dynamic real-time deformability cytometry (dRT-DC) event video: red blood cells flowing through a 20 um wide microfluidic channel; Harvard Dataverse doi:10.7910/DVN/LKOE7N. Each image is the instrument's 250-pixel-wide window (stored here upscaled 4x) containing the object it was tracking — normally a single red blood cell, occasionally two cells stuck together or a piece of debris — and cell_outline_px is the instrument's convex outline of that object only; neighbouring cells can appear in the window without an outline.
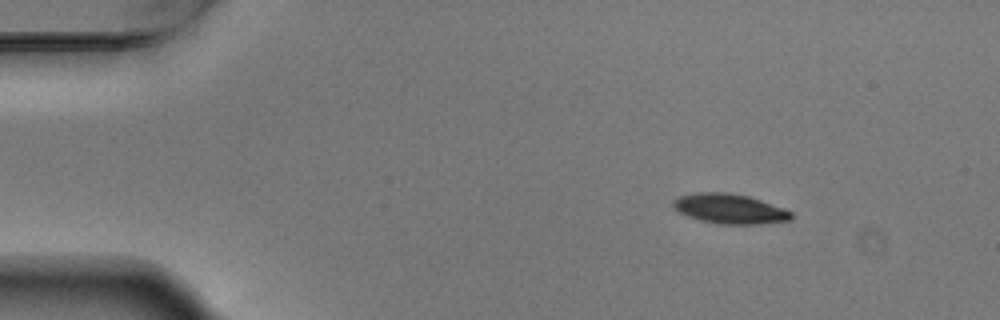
{"species": "Egyptian fruit bat (a non-hibernating species)", "species_latin": "Rousettus aegyptiacus", "temperature_condition": "warm", "stored_images_in_passage": 7, "camera_frame_rate_fps": 3000, "um_per_image_px": 0.085, "animal": {"sex": "male"}, "frame": {"image": 1, "passage_image": 2, "time_ms": 0.333, "image_size_px": [1000, 320], "cell_outline_px": [[792, 220], [752, 224], [720, 224], [700, 220], [688, 216], [680, 212], [672, 204], [680, 196], [696, 192], [728, 192], [748, 196], [784, 208], [792, 212]], "centroid_in_image_um": [62.05, 17.74], "position_along_channel_um": 23.0, "area_um2": 20.23}}
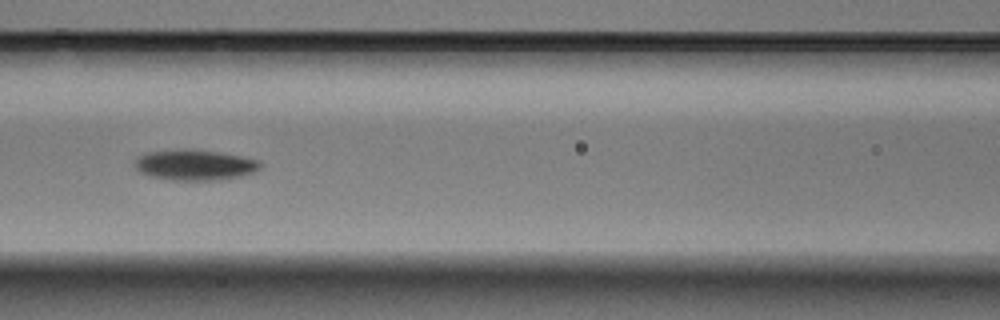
{"frame": {"image": 2, "passage_image": 6, "time_ms": 1.667, "image_size_px": [1000, 320], "cell_outline_px": [[264, 164], [260, 168], [252, 172], [240, 176], [220, 180], [168, 180], [148, 176], [140, 172], [132, 164], [136, 156], [144, 152], [184, 148], [192, 148], [220, 152], [244, 156], [260, 160]], "centroid_in_image_um": [16.52, 14.0], "position_along_channel_um": 150.1, "area_um2": 23.12}}
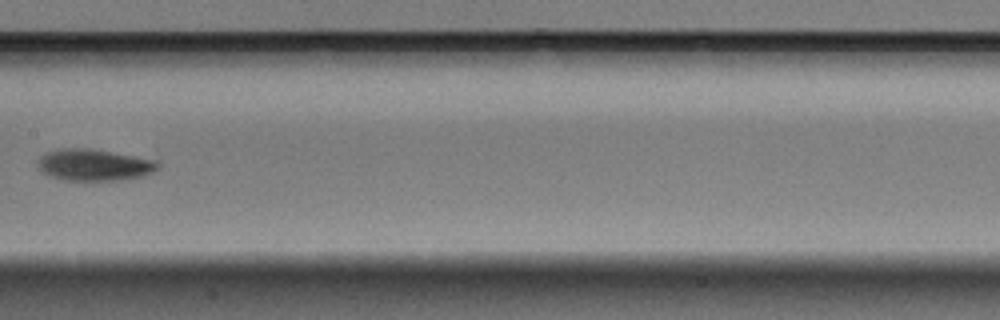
{"frame": {"image": 3, "passage_image": 7, "time_ms": 2.0, "image_size_px": [1000, 320], "cell_outline_px": [[160, 168], [152, 172], [140, 176], [120, 180], [64, 180], [52, 176], [36, 168], [36, 164], [40, 156], [44, 152], [64, 148], [88, 148], [156, 160], [160, 164]], "centroid_in_image_um": [7.96, 14.01], "position_along_channel_um": 199.4, "area_um2": 22.02}}